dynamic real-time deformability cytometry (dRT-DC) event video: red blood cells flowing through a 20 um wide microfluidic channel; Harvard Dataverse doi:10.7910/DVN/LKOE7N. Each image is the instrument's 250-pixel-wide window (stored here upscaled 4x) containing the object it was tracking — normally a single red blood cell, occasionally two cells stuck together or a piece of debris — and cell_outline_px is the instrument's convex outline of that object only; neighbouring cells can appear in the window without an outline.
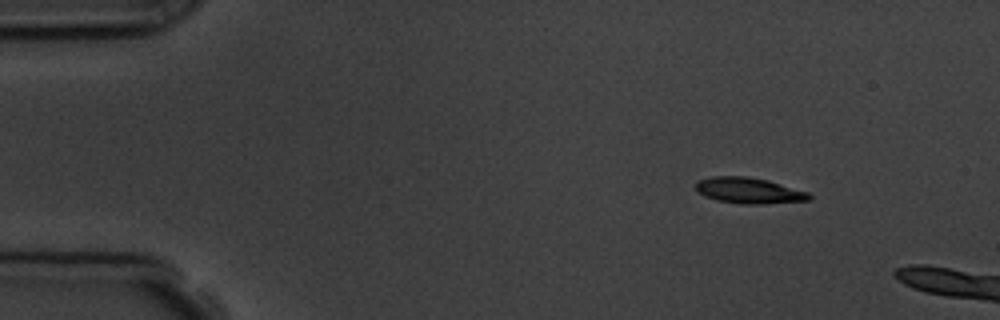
{"species": "common noctule bat (a hibernating species)", "species_latin": "Nyctalus noctula", "temperature_condition": "room temperature", "stored_images_in_passage": 4, "camera_frame_rate_fps": 3000, "um_per_image_px": 0.085, "animal": {"sex": "male", "body_mass_g": 19.5, "forearm_length_mm": 54.6}, "frame": {"image": 1, "passage_image": 2, "time_ms": 1.0, "image_size_px": [1000, 320], "cell_outline_px": [[812, 196], [808, 200], [764, 204], [740, 204], [716, 200], [704, 196], [696, 192], [696, 180], [712, 176], [744, 176], [768, 180], [808, 192]], "centroid_in_image_um": [63.6, 16.19], "position_along_channel_um": 21.4, "area_um2": 17.22}}